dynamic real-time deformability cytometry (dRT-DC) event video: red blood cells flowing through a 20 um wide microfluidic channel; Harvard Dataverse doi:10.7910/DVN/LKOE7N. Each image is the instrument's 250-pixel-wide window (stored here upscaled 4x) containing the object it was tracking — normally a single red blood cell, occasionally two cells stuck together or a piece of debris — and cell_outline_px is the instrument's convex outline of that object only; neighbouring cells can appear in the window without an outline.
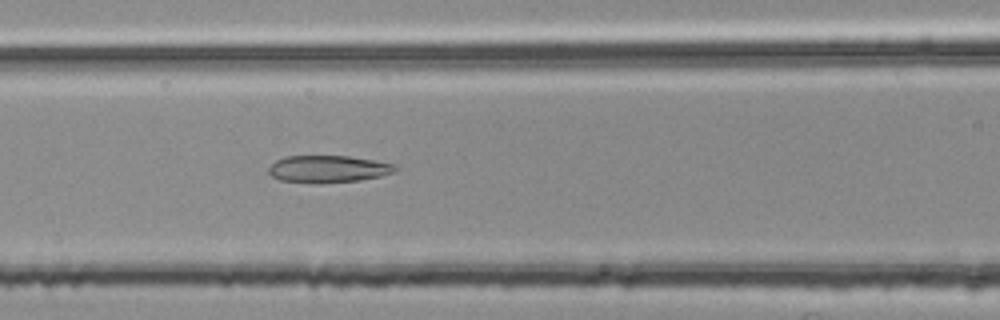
{"species": "common noctule bat (a hibernating species)", "species_latin": "Nyctalus noctula", "temperature_condition": "room temperature", "stored_images_in_passage": 53, "segment_of_instrument_passage": [2, 2], "camera_frame_rate_fps": 3000, "um_per_image_px": 0.085, "animal": {"sex": "female", "body_mass_g": 25.1}, "frame": {"image": 1, "passage_image": 22, "time_ms": 7.0, "image_size_px": [1000, 320], "cell_outline_px": [[400, 168], [396, 172], [380, 176], [360, 180], [320, 184], [280, 180], [272, 176], [268, 172], [268, 168], [276, 160], [284, 156], [348, 156], [396, 164]], "centroid_in_image_um": [27.91, 14.37], "position_along_channel_um": 138.7, "area_um2": 20.23}}
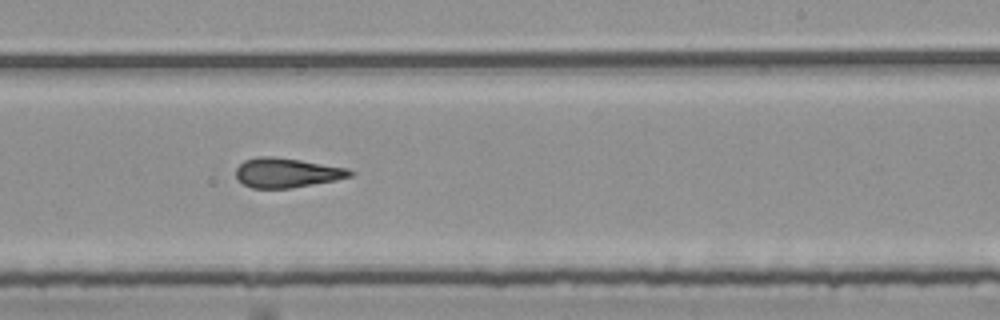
{"frame": {"image": 2, "passage_image": 32, "time_ms": 10.333, "image_size_px": [1000, 320], "cell_outline_px": [[356, 172], [352, 176], [336, 180], [292, 188], [252, 188], [244, 184], [236, 176], [236, 168], [244, 160], [256, 156], [272, 156], [300, 160], [348, 168]], "centroid_in_image_um": [24.39, 14.68], "position_along_channel_um": 264.6, "area_um2": 19.71}}
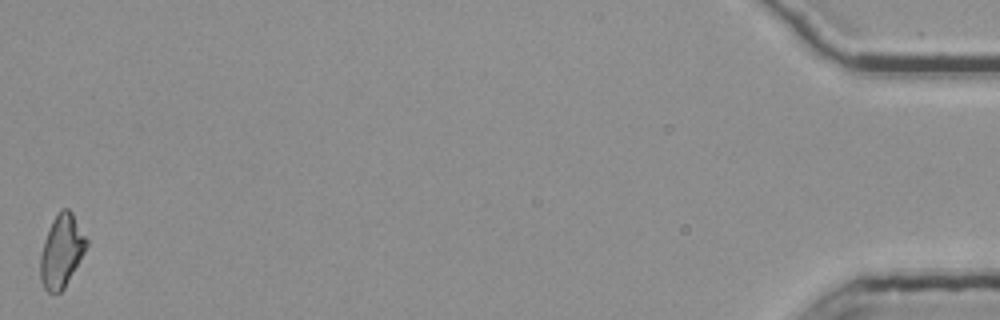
{"frame": {"image": 3, "passage_image": 53, "time_ms": 17.333, "image_size_px": [1000, 320], "cell_outline_px": [[88, 244], [84, 252], [64, 288], [60, 292], [48, 292], [44, 288], [40, 280], [40, 256], [44, 240], [52, 220], [60, 208], [68, 208], [72, 212], [88, 240]], "centroid_in_image_um": [5.22, 21.31], "position_along_channel_um": 430.0, "area_um2": 19.42}}